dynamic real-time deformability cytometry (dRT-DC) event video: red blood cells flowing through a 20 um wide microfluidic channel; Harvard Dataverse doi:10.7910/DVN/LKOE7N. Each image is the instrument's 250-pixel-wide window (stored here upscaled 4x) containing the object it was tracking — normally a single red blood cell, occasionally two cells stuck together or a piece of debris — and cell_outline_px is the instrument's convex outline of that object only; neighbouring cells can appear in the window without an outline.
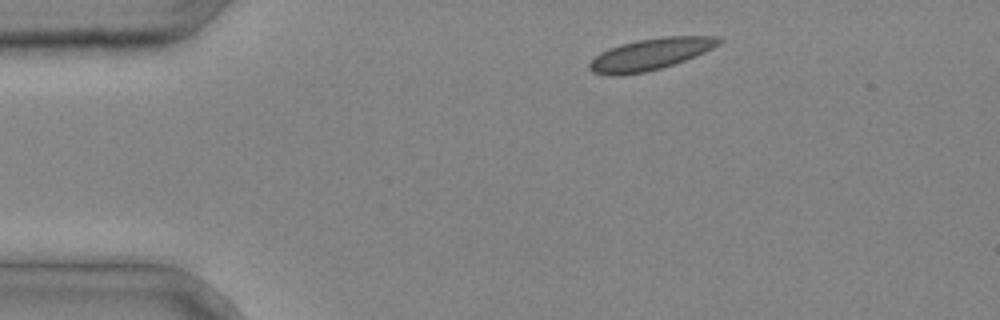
{"species": "common noctule bat (a hibernating species)", "species_latin": "Nyctalus noctula", "temperature_condition": "cold", "stored_images_in_passage": 2, "camera_frame_rate_fps": 3000, "um_per_image_px": 0.085, "animal": {"sex": "male", "body_mass_g": 20.4}, "frame": {"image": 1, "passage_image": 1, "time_ms": 0.0, "image_size_px": [1000, 320], "cell_outline_px": [[724, 40], [720, 44], [704, 52], [684, 60], [660, 68], [644, 72], [612, 76], [592, 72], [588, 68], [588, 64], [600, 52], [608, 48], [620, 44], [636, 40], [664, 36], [716, 36]], "centroid_in_image_um": [55.26, 4.59], "position_along_channel_um": 29.7, "area_um2": 23.7}}